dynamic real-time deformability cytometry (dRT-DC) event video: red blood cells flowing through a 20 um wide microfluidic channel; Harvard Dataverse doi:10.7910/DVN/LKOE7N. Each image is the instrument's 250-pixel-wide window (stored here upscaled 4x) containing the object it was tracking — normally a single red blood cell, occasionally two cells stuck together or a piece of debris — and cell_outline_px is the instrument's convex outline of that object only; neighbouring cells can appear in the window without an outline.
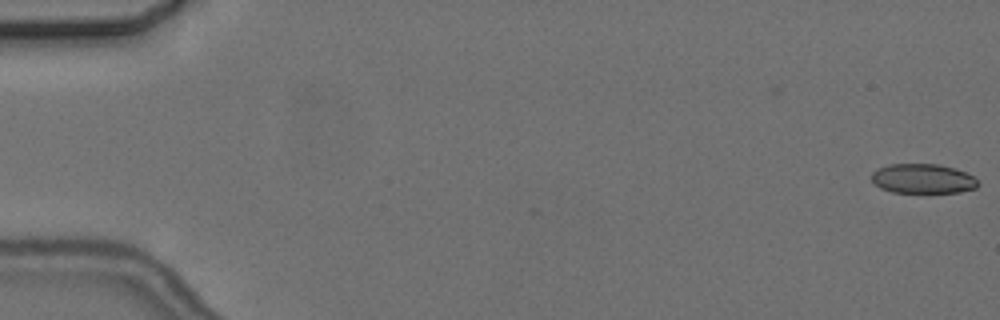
{"species": "common noctule bat (a hibernating species)", "species_latin": "Nyctalus noctula", "temperature_condition": "cold", "stored_images_in_passage": 10, "camera_frame_rate_fps": 3000, "um_per_image_px": 0.085, "animal": {"sex": "female", "body_mass_g": 24.6, "forearm_length_mm": 56.2}, "frame": {"image": 1, "passage_image": 1, "time_ms": 0.0, "image_size_px": [1000, 320], "cell_outline_px": [[980, 184], [976, 188], [960, 192], [892, 192], [880, 188], [872, 180], [872, 172], [876, 168], [888, 164], [936, 164], [952, 168], [964, 172], [972, 176]], "centroid_in_image_um": [78.41, 15.18], "position_along_channel_um": 6.6, "area_um2": 18.21}}
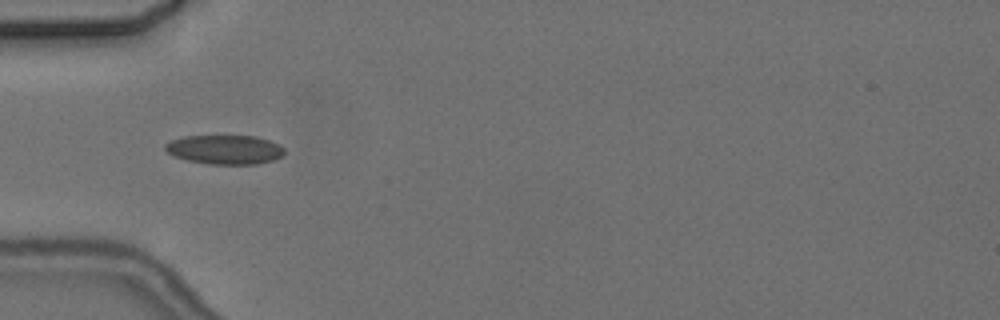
{"frame": {"image": 2, "passage_image": 6, "time_ms": 6.0, "image_size_px": [1000, 320], "cell_outline_px": [[284, 152], [280, 156], [272, 160], [256, 164], [208, 164], [188, 160], [172, 156], [164, 148], [164, 144], [172, 140], [184, 136], [256, 136], [280, 144], [284, 148]], "centroid_in_image_um": [19.09, 12.71], "position_along_channel_um": 65.9, "area_um2": 20.23}}
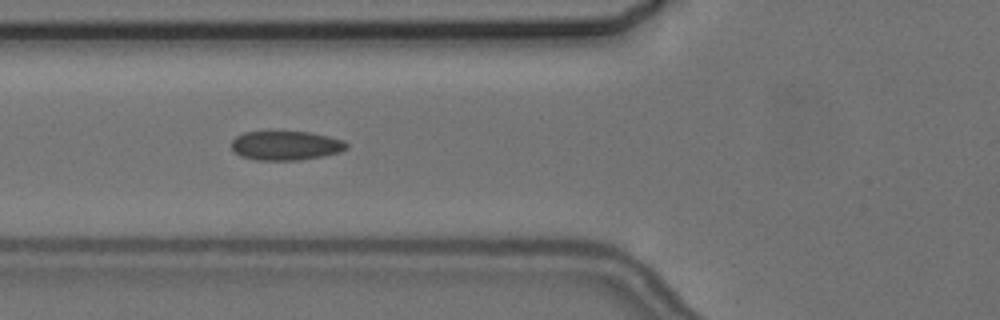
{"frame": {"image": 3, "passage_image": 7, "time_ms": 7.0, "image_size_px": [1000, 320], "cell_outline_px": [[348, 148], [340, 152], [324, 156], [300, 160], [256, 160], [240, 156], [232, 148], [232, 140], [236, 136], [244, 132], [268, 128], [308, 132], [328, 136], [344, 140], [348, 144]], "centroid_in_image_um": [24.27, 12.32], "position_along_channel_um": 101.5, "area_um2": 20.52}}